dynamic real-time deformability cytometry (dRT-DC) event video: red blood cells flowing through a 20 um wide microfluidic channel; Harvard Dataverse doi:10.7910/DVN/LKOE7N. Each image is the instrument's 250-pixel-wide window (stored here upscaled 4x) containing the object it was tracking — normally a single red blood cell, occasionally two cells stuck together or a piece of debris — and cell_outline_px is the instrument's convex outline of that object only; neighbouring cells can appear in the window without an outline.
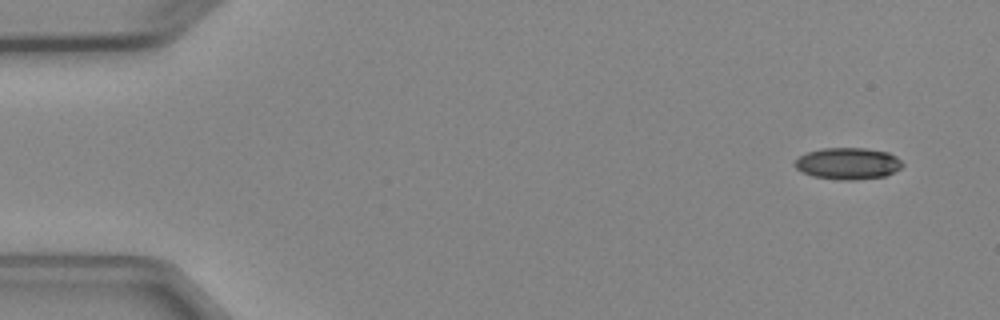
{"species": "Egyptian fruit bat (a non-hibernating species)", "species_latin": "Rousettus aegyptiacus", "temperature_condition": "cold", "stored_images_in_passage": 6, "camera_frame_rate_fps": 3000, "um_per_image_px": 0.085, "animal": {"sex": "female"}, "frame": {"image": 1, "passage_image": 1, "time_ms": 0.0, "image_size_px": [1000, 320], "cell_outline_px": [[904, 164], [900, 168], [884, 176], [856, 180], [840, 180], [812, 176], [796, 168], [796, 160], [800, 156], [808, 152], [820, 148], [864, 148], [888, 152], [896, 156]], "centroid_in_image_um": [72.09, 13.89], "position_along_channel_um": 12.9, "area_um2": 19.71}}
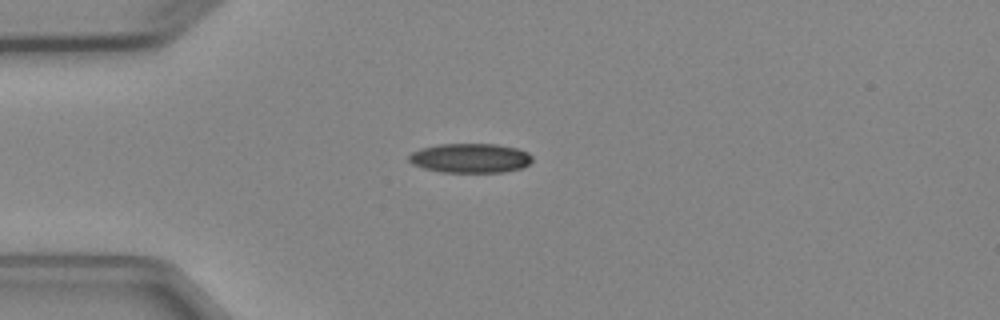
{"frame": {"image": 2, "passage_image": 4, "time_ms": 3.333, "image_size_px": [1000, 320], "cell_outline_px": [[532, 160], [524, 168], [504, 172], [440, 172], [424, 168], [412, 164], [408, 160], [408, 156], [412, 152], [420, 148], [440, 144], [496, 144], [516, 148], [528, 152], [532, 156]], "centroid_in_image_um": [39.97, 13.44], "position_along_channel_um": 45.0, "area_um2": 21.27}}
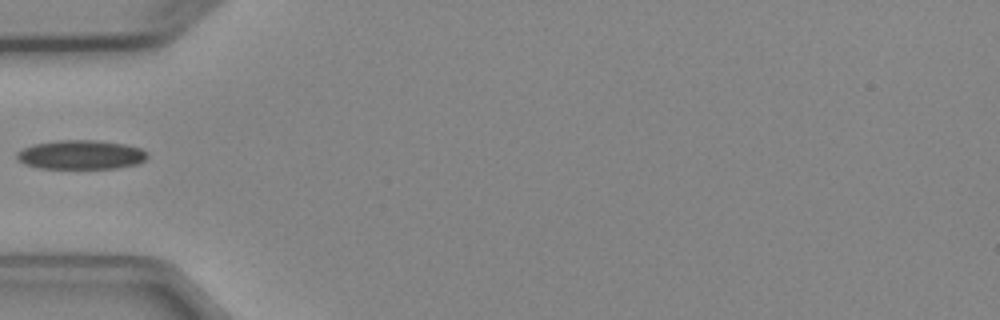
{"frame": {"image": 3, "passage_image": 5, "time_ms": 4.667, "image_size_px": [1000, 320], "cell_outline_px": [[148, 156], [144, 160], [136, 164], [116, 168], [40, 168], [24, 164], [16, 156], [16, 152], [24, 148], [36, 144], [56, 140], [96, 140], [124, 144], [140, 148], [148, 152]], "centroid_in_image_um": [6.89, 13.15], "position_along_channel_um": 78.1, "area_um2": 22.02}}